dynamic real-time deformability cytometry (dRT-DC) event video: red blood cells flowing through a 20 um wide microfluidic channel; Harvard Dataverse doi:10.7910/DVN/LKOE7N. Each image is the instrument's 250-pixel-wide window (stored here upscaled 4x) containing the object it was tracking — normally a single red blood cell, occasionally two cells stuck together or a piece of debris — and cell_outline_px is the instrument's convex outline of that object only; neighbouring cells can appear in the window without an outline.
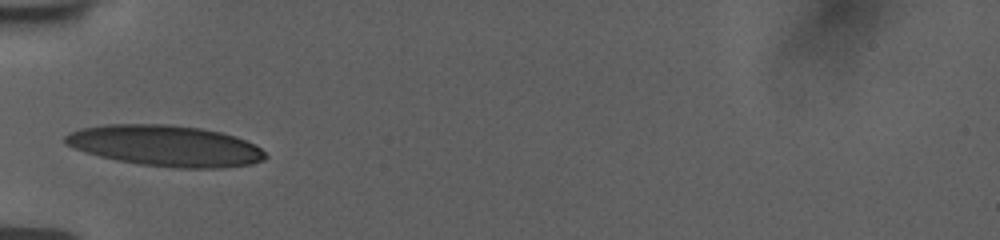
{"species": "human", "species_latin": "Homo sapiens", "temperature_condition": "room temperature", "stored_images_in_passage": 30, "camera_frame_rate_fps": 3000, "um_per_image_px": 0.085, "donor": {"sex": "female"}, "frame": {"image": 1, "passage_image": 1, "time_ms": 0.0, "image_size_px": [1000, 240], "cell_outline_px": [[268, 156], [264, 160], [252, 164], [224, 168], [176, 168], [140, 164], [116, 160], [84, 152], [64, 144], [64, 136], [68, 132], [80, 128], [108, 124], [164, 124], [200, 128], [220, 132], [236, 136], [256, 144]], "centroid_in_image_um": [14.07, 12.39], "position_along_channel_um": 70.9, "area_um2": 48.09}}
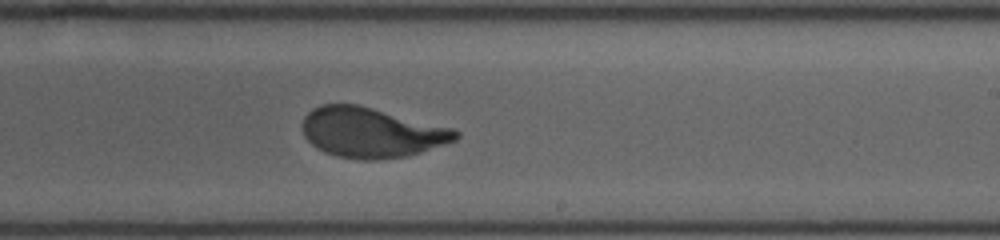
{"frame": {"image": 2, "passage_image": 16, "time_ms": 5.0, "image_size_px": [1000, 240], "cell_outline_px": [[460, 136], [456, 140], [408, 156], [380, 160], [364, 160], [336, 156], [324, 152], [316, 148], [304, 136], [304, 116], [312, 108], [320, 104], [356, 104], [456, 128], [460, 132]], "centroid_in_image_um": [31.6, 11.26], "position_along_channel_um": 257.4, "area_um2": 44.85}}
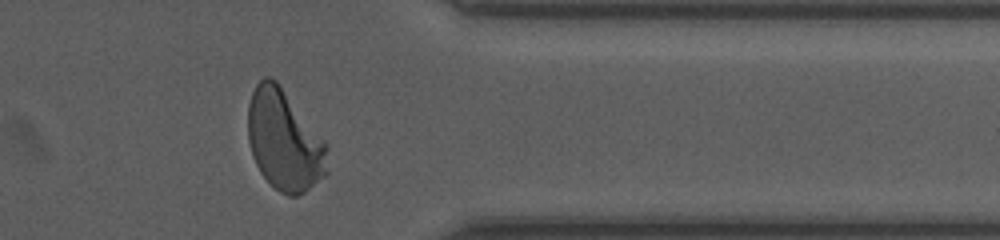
{"frame": {"image": 3, "passage_image": 27, "time_ms": 8.667, "image_size_px": [1000, 240], "cell_outline_px": [[328, 172], [324, 176], [304, 192], [296, 196], [288, 196], [280, 192], [260, 172], [252, 156], [248, 140], [248, 104], [252, 92], [256, 84], [264, 76], [272, 76], [276, 80], [324, 140], [328, 148]], "centroid_in_image_um": [24.16, 11.93], "position_along_channel_um": 387.2, "area_um2": 46.47}, "authors_computed_cell_mechanics": {"area_um2": 45.1418, "velocity_mm_per_s": 3.7524, "shape_relaxation_time_tau1_ms": 3.1156, "shape_relaxation_time_tau2_ms": null, "deformation_change_tau1": 0.2102, "deformation_change_tau2": null}}